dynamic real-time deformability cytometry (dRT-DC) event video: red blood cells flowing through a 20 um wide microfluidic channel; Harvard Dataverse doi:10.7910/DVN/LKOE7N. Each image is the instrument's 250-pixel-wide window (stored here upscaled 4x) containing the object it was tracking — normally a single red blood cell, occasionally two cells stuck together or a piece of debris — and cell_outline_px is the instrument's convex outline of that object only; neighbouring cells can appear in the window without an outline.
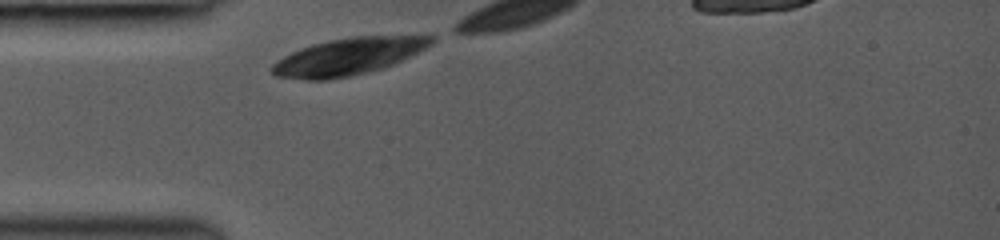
{"species": "common noctule bat (a hibernating species)", "species_latin": "Nyctalus noctula", "temperature_condition": "room temperature", "stored_images_in_passage": 7, "camera_frame_rate_fps": 3000, "um_per_image_px": 0.085, "animal": {"sex": "female", "body_mass_g": 19.0, "forearm_length_mm": 53.3}, "frame": {"image": 1, "passage_image": 1, "time_ms": 0.0, "image_size_px": [1000, 240], "cell_outline_px": [[436, 40], [432, 44], [384, 68], [368, 72], [328, 80], [308, 80], [276, 76], [272, 72], [272, 64], [276, 60], [300, 48], [312, 44], [328, 40], [352, 36], [428, 32], [436, 36]], "centroid_in_image_um": [29.73, 4.74], "position_along_channel_um": 55.3, "area_um2": 35.2}}